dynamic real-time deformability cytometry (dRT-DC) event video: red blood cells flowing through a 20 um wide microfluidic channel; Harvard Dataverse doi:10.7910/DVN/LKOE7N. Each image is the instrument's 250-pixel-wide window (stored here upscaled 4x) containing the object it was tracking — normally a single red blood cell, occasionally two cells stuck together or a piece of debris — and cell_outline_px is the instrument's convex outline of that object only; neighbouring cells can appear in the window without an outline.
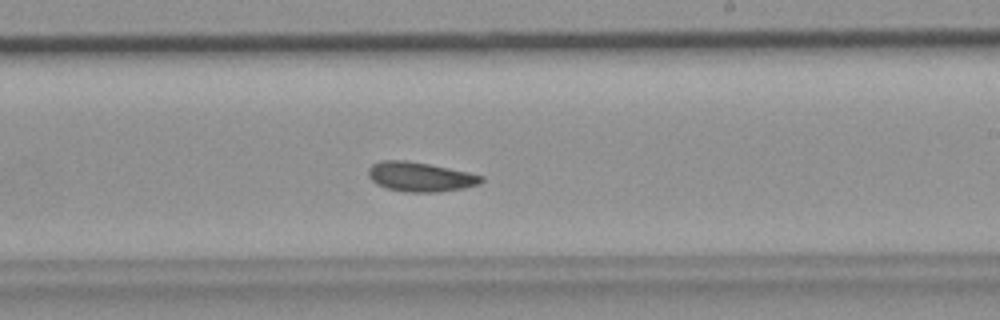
{"species": "common noctule bat (a hibernating species)", "species_latin": "Nyctalus noctula", "temperature_condition": "room temperature", "stored_images_in_passage": 46, "camera_frame_rate_fps": 3000, "um_per_image_px": 0.085, "animal": {"sex": "female", "body_mass_g": 19.9}, "frame": {"image": 1, "passage_image": 27, "time_ms": 8.667, "image_size_px": [1000, 320], "cell_outline_px": [[484, 180], [480, 184], [464, 188], [440, 192], [404, 192], [388, 188], [376, 184], [368, 176], [368, 168], [372, 164], [380, 160], [404, 160], [428, 164], [468, 172], [484, 176]], "centroid_in_image_um": [35.72, 15.03], "position_along_channel_um": 253.3, "area_um2": 19.48}}